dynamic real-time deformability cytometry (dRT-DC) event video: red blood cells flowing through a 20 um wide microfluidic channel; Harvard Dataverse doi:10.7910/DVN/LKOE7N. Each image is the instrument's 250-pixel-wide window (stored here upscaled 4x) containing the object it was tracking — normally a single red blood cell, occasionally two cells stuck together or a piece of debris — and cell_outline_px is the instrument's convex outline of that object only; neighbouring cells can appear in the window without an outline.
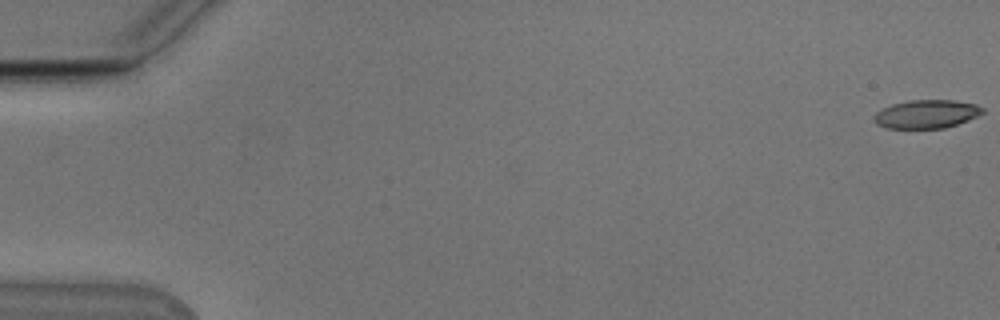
{"species": "Egyptian fruit bat (a non-hibernating species)", "species_latin": "Rousettus aegyptiacus", "temperature_condition": "cold", "stored_images_in_passage": 11, "camera_frame_rate_fps": 3000, "um_per_image_px": 0.085, "animal": {"sex": "male"}, "frame": {"image": 1, "passage_image": 1, "time_ms": 0.0, "image_size_px": [1000, 320], "cell_outline_px": [[984, 112], [968, 120], [944, 128], [888, 128], [876, 124], [872, 120], [872, 116], [876, 112], [892, 104], [908, 100], [956, 100], [976, 104], [984, 108]], "centroid_in_image_um": [78.73, 9.69], "position_along_channel_um": 6.3, "area_um2": 18.03}}